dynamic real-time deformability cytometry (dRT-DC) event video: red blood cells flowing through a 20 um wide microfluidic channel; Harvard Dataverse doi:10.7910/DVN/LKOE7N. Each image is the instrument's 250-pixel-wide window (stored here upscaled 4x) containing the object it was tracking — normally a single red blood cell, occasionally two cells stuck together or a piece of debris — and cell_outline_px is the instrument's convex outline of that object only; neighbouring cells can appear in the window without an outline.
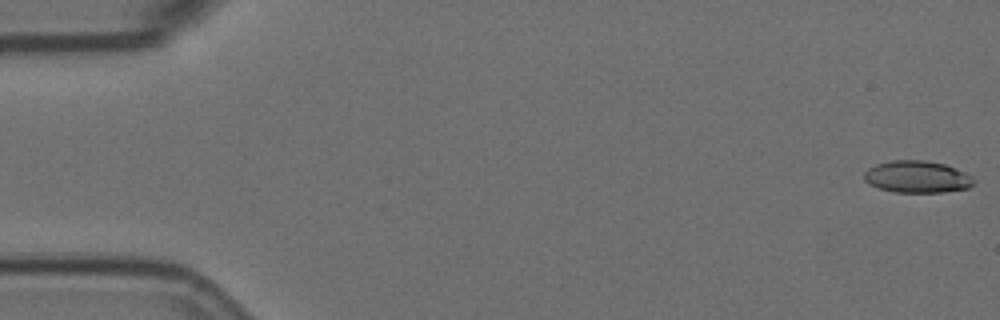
{"species": "Egyptian fruit bat (a non-hibernating species)", "species_latin": "Rousettus aegyptiacus", "temperature_condition": "room temperature", "stored_images_in_passage": 5, "camera_frame_rate_fps": 3000, "um_per_image_px": 0.085, "animal": {"sex": "female"}, "frame": {"image": 1, "passage_image": 1, "time_ms": 0.0, "image_size_px": [1000, 320], "cell_outline_px": [[976, 180], [968, 188], [944, 192], [896, 192], [880, 188], [868, 184], [864, 180], [864, 172], [868, 168], [876, 164], [892, 160], [924, 160], [944, 164], [956, 168], [972, 176]], "centroid_in_image_um": [77.95, 15.02], "position_along_channel_um": 7.1, "area_um2": 20.46}}
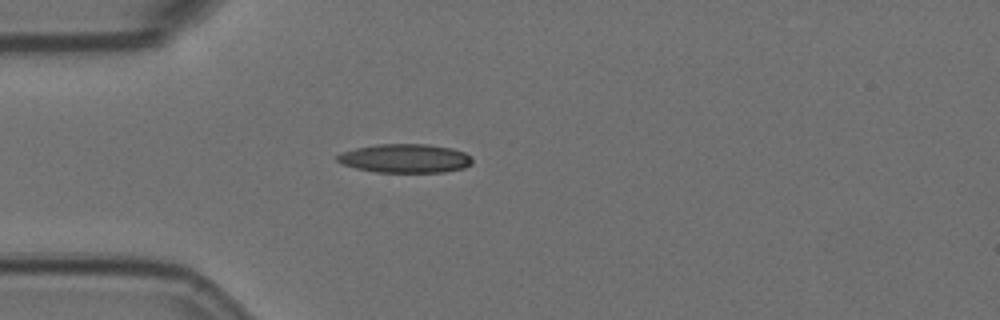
{"frame": {"image": 2, "passage_image": 4, "time_ms": 1.0, "image_size_px": [1000, 320], "cell_outline_px": [[472, 164], [464, 168], [444, 172], [376, 172], [356, 168], [344, 164], [336, 160], [336, 156], [344, 152], [356, 148], [376, 144], [428, 144], [452, 148], [464, 152], [472, 156]], "centroid_in_image_um": [34.48, 13.46], "position_along_channel_um": 50.5, "area_um2": 22.66}}